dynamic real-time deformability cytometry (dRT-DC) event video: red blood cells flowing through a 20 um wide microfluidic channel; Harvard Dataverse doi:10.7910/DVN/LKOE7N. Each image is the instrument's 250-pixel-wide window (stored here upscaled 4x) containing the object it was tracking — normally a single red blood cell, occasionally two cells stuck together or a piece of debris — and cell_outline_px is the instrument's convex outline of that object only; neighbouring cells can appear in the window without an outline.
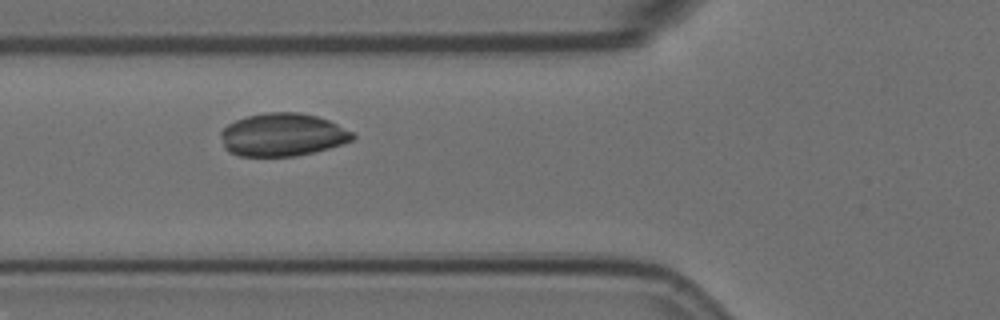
{"species": "Egyptian fruit bat (a non-hibernating species)", "species_latin": "Rousettus aegyptiacus", "temperature_condition": "room temperature", "stored_images_in_passage": 6, "camera_frame_rate_fps": 3000, "um_per_image_px": 0.085, "animal": {"sex": "female"}, "frame": {"image": 1, "passage_image": 2, "time_ms": 0.333, "image_size_px": [1000, 320], "cell_outline_px": [[356, 136], [352, 140], [328, 148], [296, 156], [236, 156], [228, 152], [224, 148], [220, 136], [220, 132], [228, 124], [236, 120], [248, 116], [264, 112], [300, 112], [316, 116], [328, 120], [352, 132]], "centroid_in_image_um": [23.97, 11.45], "position_along_channel_um": 101.8, "area_um2": 32.95}}
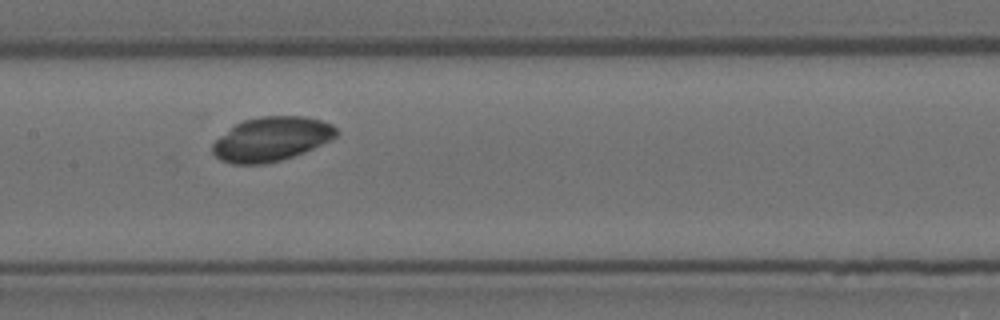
{"frame": {"image": 2, "passage_image": 4, "time_ms": 1.0, "image_size_px": [1000, 320], "cell_outline_px": [[340, 132], [332, 140], [304, 152], [280, 160], [264, 164], [232, 164], [220, 160], [212, 152], [212, 144], [220, 136], [236, 124], [244, 120], [260, 116], [304, 116], [320, 120], [332, 124]], "centroid_in_image_um": [23.09, 11.82], "position_along_channel_um": 184.3, "area_um2": 31.85}}
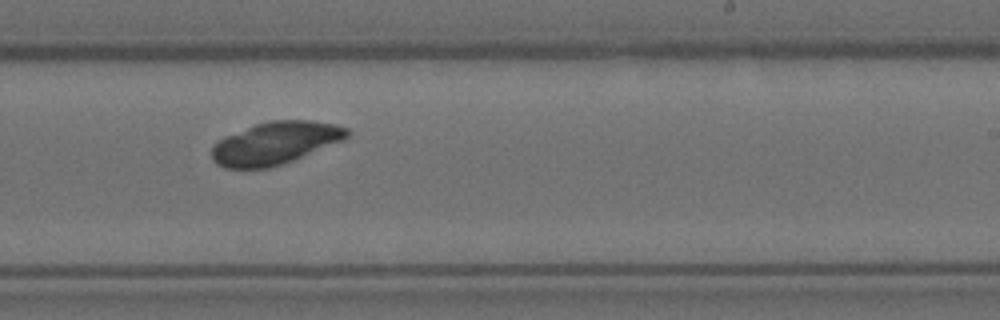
{"frame": {"image": 3, "passage_image": 6, "time_ms": 1.667, "image_size_px": [1000, 320], "cell_outline_px": [[352, 132], [348, 136], [340, 140], [284, 164], [268, 168], [224, 168], [216, 164], [212, 160], [212, 144], [216, 140], [224, 136], [256, 124], [268, 120], [312, 120], [336, 124], [348, 128]], "centroid_in_image_um": [23.35, 12.16], "position_along_channel_um": 265.7, "area_um2": 33.52}}